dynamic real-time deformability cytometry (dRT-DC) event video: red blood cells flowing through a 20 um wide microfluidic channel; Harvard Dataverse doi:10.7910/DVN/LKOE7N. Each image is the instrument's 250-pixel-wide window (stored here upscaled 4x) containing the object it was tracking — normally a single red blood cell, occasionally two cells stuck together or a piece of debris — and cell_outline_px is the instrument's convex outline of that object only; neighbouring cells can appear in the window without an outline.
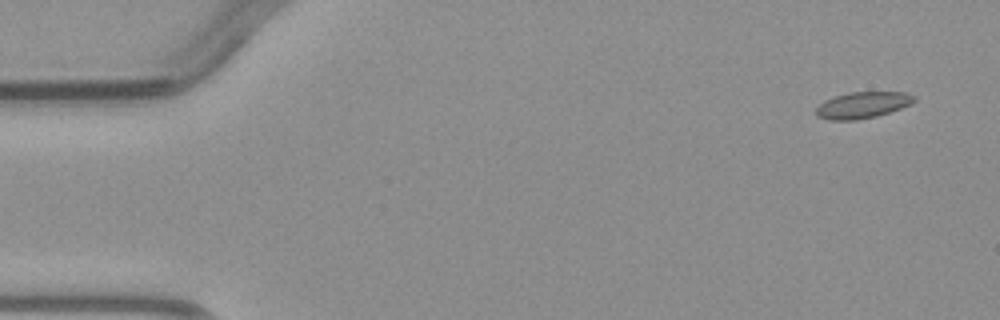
{"species": "common noctule bat (a hibernating species)", "species_latin": "Nyctalus noctula", "temperature_condition": "warm", "stored_images_in_passage": 3, "segment_of_instrument_passage": [2, 2], "camera_frame_rate_fps": 3000, "um_per_image_px": 0.085, "animal": {"sex": "male", "body_mass_g": 23.1, "forearm_length_mm": 52.7}, "frame": {"image": 1, "passage_image": 3, "time_ms": 3.333, "image_size_px": [1000, 320], "cell_outline_px": [[916, 100], [900, 108], [876, 116], [856, 120], [828, 120], [816, 116], [816, 108], [824, 100], [848, 92], [904, 92], [916, 96]], "centroid_in_image_um": [73.28, 8.93], "position_along_channel_um": 11.7, "area_um2": 14.97}}